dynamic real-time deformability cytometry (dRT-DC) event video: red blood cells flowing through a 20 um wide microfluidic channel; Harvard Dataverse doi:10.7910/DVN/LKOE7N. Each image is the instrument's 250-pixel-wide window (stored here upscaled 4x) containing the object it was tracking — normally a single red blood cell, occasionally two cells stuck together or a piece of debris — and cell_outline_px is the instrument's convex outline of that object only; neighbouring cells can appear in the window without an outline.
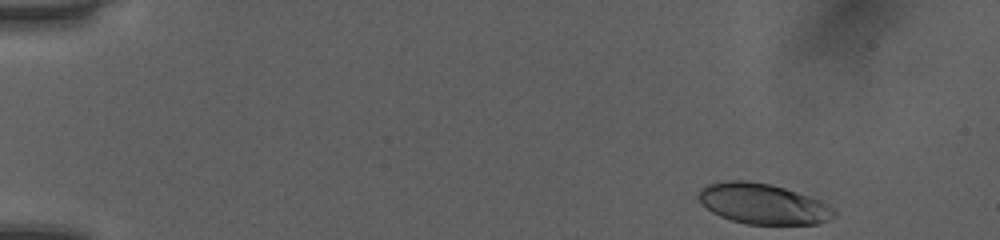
{"species": "human", "species_latin": "Homo sapiens", "temperature_condition": "room temperature", "stored_images_in_passage": 46, "camera_frame_rate_fps": 3000, "um_per_image_px": 0.085, "donor": {"sex": "female"}, "frame": {"image": 1, "passage_image": 1, "time_ms": 0.0, "image_size_px": [1000, 240], "cell_outline_px": [[836, 216], [828, 220], [816, 224], [748, 224], [732, 220], [720, 216], [712, 212], [700, 204], [700, 188], [708, 184], [728, 180], [748, 180], [772, 184], [820, 200], [828, 204], [836, 212]], "centroid_in_image_um": [64.85, 17.32], "position_along_channel_um": 20.1, "area_um2": 31.96}}
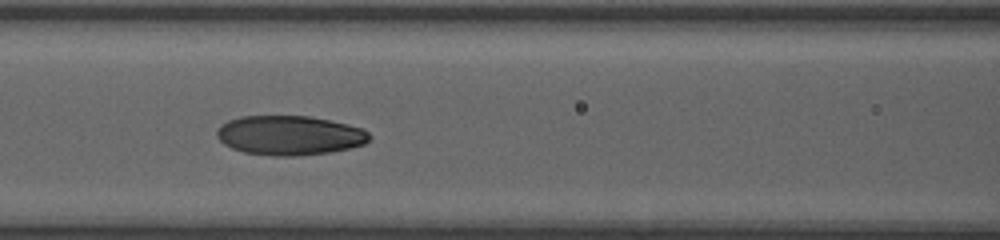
{"frame": {"image": 2, "passage_image": 19, "time_ms": 6.0, "image_size_px": [1000, 240], "cell_outline_px": [[372, 136], [364, 144], [332, 152], [296, 156], [272, 156], [244, 152], [232, 148], [224, 144], [216, 136], [216, 132], [220, 124], [228, 120], [240, 116], [308, 116], [348, 124], [364, 128]], "centroid_in_image_um": [24.6, 11.5], "position_along_channel_um": 142.0, "area_um2": 35.26}}
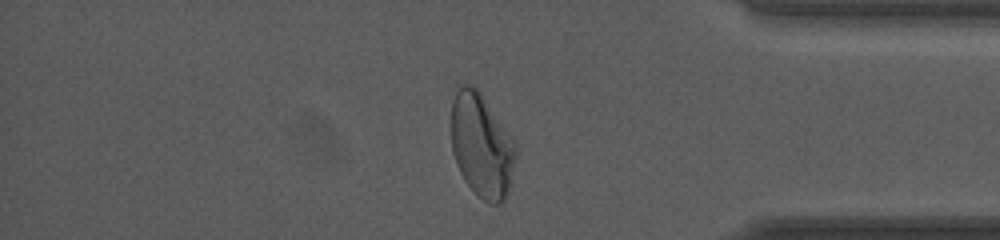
{"frame": {"image": 3, "passage_image": 39, "time_ms": 12.667, "image_size_px": [1000, 240], "cell_outline_px": [[516, 156], [508, 192], [504, 200], [496, 204], [488, 204], [464, 180], [456, 164], [452, 152], [452, 100], [460, 84], [472, 84], [480, 92], [516, 140]], "centroid_in_image_um": [40.95, 12.34], "position_along_channel_um": 394.2, "area_um2": 39.13}, "authors_computed_cell_mechanics": {"area_um2": 35.0846, "velocity_mm_per_s": 4.0624, "shape_relaxation_time_tau1_ms": 5.86, "shape_relaxation_time_tau2_ms": 1.3696, "deformation_change_tau1": 0.1904, "deformation_change_tau2": 0.0594}}